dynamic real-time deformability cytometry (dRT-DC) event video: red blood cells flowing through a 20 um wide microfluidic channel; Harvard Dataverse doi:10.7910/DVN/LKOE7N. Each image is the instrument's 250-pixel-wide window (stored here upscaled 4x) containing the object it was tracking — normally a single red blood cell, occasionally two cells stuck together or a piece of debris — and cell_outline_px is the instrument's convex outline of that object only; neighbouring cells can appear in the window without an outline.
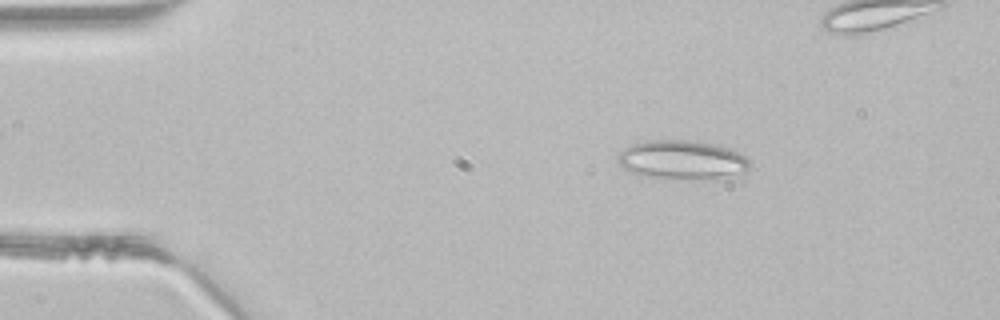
{"species": "common noctule bat (a hibernating species)", "species_latin": "Nyctalus noctula", "temperature_condition": "room temperature", "stored_images_in_passage": 40, "camera_frame_rate_fps": 3000, "um_per_image_px": 0.085, "animal": {"sex": "male", "body_mass_g": 21.5, "forearm_length_mm": 52.0}, "frame": {"image": 1, "passage_image": 7, "time_ms": 2.0, "image_size_px": [1000, 320], "cell_outline_px": [[748, 168], [744, 172], [724, 180], [644, 176], [632, 172], [624, 168], [616, 160], [616, 156], [624, 148], [632, 144], [644, 140], [688, 140], [716, 144], [728, 148], [744, 156], [748, 160]], "centroid_in_image_um": [57.98, 13.59], "position_along_channel_um": 27.0, "area_um2": 30.06}}
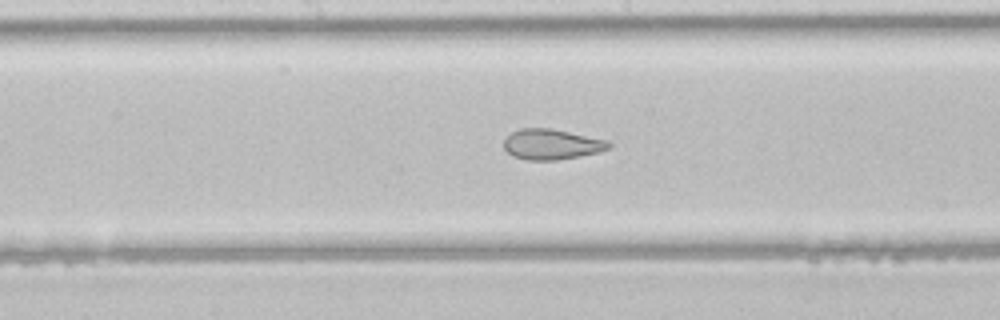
{"frame": {"image": 2, "passage_image": 23, "time_ms": 7.333, "image_size_px": [1000, 320], "cell_outline_px": [[612, 144], [608, 148], [600, 152], [580, 156], [556, 160], [528, 160], [512, 156], [504, 148], [504, 140], [512, 132], [520, 128], [552, 128], [608, 140]], "centroid_in_image_um": [46.9, 12.26], "position_along_channel_um": 201.3, "area_um2": 18.67}}
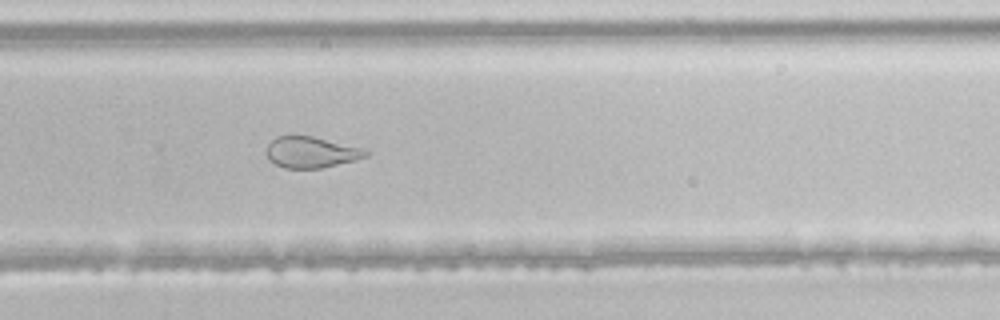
{"frame": {"image": 3, "passage_image": 30, "time_ms": 9.667, "image_size_px": [1000, 320], "cell_outline_px": [[368, 156], [356, 160], [320, 168], [284, 168], [268, 160], [264, 152], [264, 148], [276, 136], [312, 136], [360, 148], [368, 152]], "centroid_in_image_um": [26.36, 12.95], "position_along_channel_um": 303.4, "area_um2": 17.92}}